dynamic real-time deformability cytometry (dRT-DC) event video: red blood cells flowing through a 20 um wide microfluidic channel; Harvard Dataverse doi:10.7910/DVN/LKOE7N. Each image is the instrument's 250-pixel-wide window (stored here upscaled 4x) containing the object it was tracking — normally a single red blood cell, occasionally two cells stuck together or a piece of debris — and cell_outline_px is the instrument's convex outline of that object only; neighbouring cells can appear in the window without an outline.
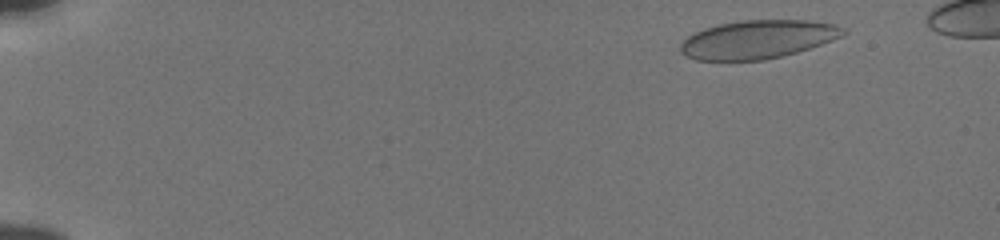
{"species": "human", "species_latin": "Homo sapiens", "temperature_condition": "cold", "stored_images_in_passage": 53, "camera_frame_rate_fps": 3000, "um_per_image_px": 0.085, "donor": {"sex": "male"}, "frame": {"image": 1, "passage_image": 4, "time_ms": 1.0, "image_size_px": [1000, 240], "cell_outline_px": [[848, 32], [832, 40], [796, 52], [764, 60], [696, 60], [680, 52], [680, 44], [692, 32], [704, 28], [720, 24], [740, 20], [808, 20], [836, 24], [848, 28]], "centroid_in_image_um": [64.41, 3.33], "position_along_channel_um": 20.6, "area_um2": 36.41}}
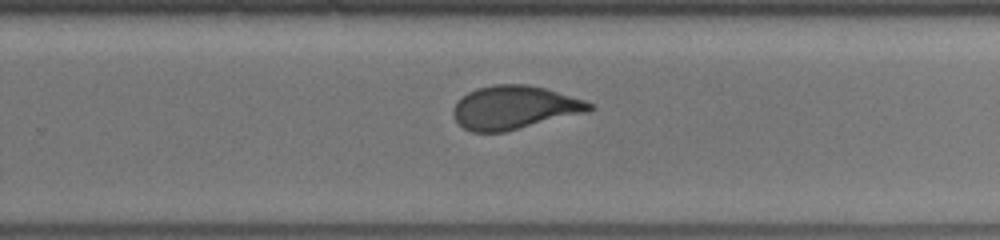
{"frame": {"image": 2, "passage_image": 35, "time_ms": 11.333, "image_size_px": [1000, 240], "cell_outline_px": [[596, 108], [588, 112], [504, 132], [472, 132], [464, 128], [456, 120], [452, 112], [452, 108], [456, 100], [468, 92], [476, 88], [496, 84], [528, 84], [544, 88], [584, 100], [592, 104]], "centroid_in_image_um": [43.7, 9.14], "position_along_channel_um": 286.1, "area_um2": 34.51}}
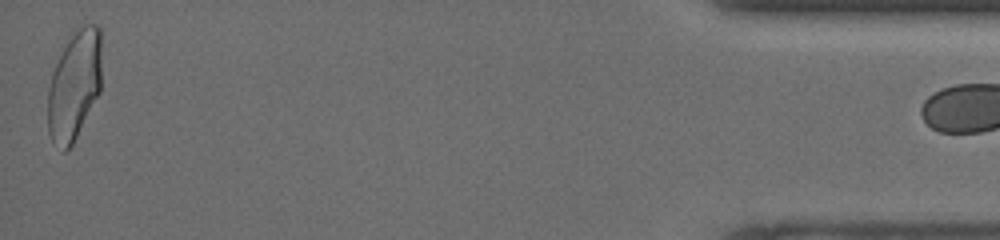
{"frame": {"image": 3, "passage_image": 52, "time_ms": 17.0, "image_size_px": [1000, 240], "cell_outline_px": [[100, 92], [72, 144], [64, 152], [52, 140], [48, 132], [48, 88], [52, 72], [68, 40], [84, 24], [96, 24], [100, 28]], "centroid_in_image_um": [6.31, 7.27], "position_along_channel_um": 428.9, "area_um2": 33.7}}